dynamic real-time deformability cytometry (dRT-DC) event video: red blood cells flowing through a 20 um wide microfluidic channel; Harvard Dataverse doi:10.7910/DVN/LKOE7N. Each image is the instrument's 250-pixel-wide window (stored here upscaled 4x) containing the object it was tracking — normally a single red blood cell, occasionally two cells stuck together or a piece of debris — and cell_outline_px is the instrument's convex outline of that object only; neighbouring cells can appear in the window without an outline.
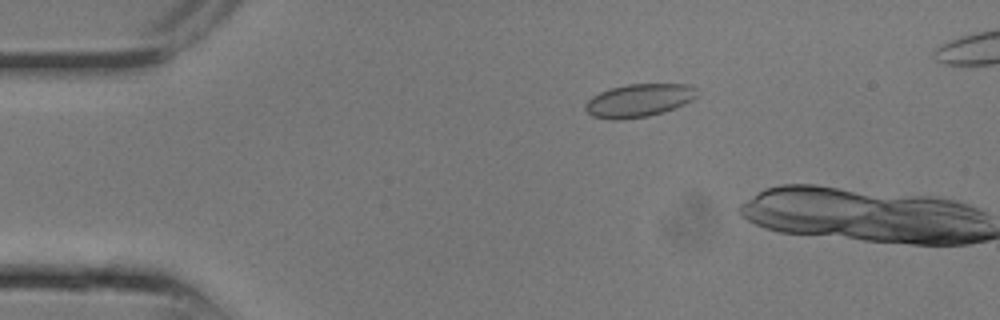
{"species": "common noctule bat (a hibernating species)", "species_latin": "Nyctalus noctula", "temperature_condition": "room temperature", "stored_images_in_passage": 2, "camera_frame_rate_fps": 3000, "um_per_image_px": 0.085, "animal": {"sex": "male", "body_mass_g": 13.3}, "frame": {"image": 1, "passage_image": 1, "time_ms": 0.0, "image_size_px": [1000, 320], "cell_outline_px": [[696, 96], [692, 100], [676, 108], [664, 112], [648, 116], [620, 120], [608, 120], [592, 116], [584, 108], [584, 104], [592, 96], [600, 92], [612, 88], [628, 84], [688, 84], [696, 88]], "centroid_in_image_um": [54.29, 8.55], "position_along_channel_um": 30.7, "area_um2": 21.62}}